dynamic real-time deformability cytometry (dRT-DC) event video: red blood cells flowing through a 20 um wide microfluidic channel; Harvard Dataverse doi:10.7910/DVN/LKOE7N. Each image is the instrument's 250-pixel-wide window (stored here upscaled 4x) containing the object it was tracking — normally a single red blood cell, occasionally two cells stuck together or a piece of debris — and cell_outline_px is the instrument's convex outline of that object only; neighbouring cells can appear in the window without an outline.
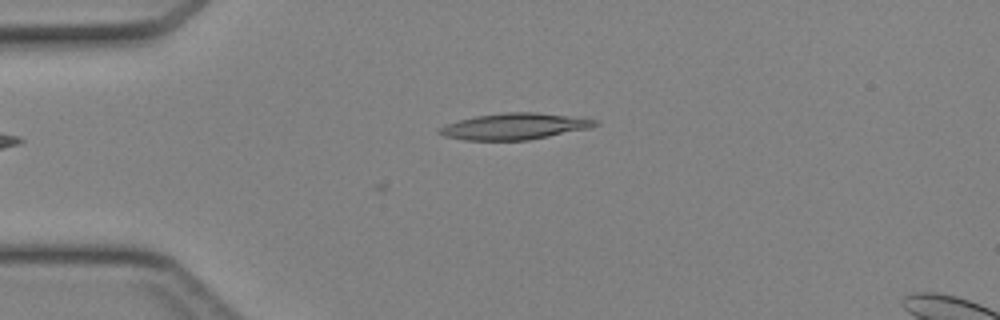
{"species": "Egyptian fruit bat (a non-hibernating species)", "species_latin": "Rousettus aegyptiacus", "temperature_condition": "cold", "stored_images_in_passage": 3, "camera_frame_rate_fps": 3000, "um_per_image_px": 0.085, "animal": {"sex": "female"}, "frame": {"image": 1, "passage_image": 3, "time_ms": 0.667, "image_size_px": [1000, 320], "cell_outline_px": [[600, 124], [592, 128], [528, 140], [464, 140], [444, 136], [436, 132], [440, 128], [448, 124], [460, 120], [476, 116], [504, 112], [536, 112], [600, 120]], "centroid_in_image_um": [43.78, 10.74], "position_along_channel_um": 41.2, "area_um2": 23.81}}